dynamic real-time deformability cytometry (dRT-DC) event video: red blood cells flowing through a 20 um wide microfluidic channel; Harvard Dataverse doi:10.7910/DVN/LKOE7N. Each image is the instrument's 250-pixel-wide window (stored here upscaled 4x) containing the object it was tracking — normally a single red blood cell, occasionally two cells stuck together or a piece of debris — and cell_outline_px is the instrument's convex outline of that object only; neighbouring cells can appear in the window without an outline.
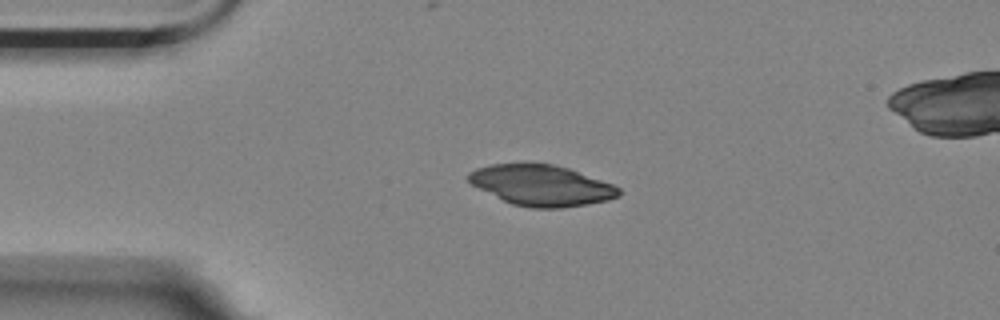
{"species": "Egyptian fruit bat (a non-hibernating species)", "species_latin": "Rousettus aegyptiacus", "temperature_condition": "room temperature", "stored_images_in_passage": 44, "camera_frame_rate_fps": 3000, "um_per_image_px": 0.085, "animal": {"sex": "female"}, "frame": {"image": 1, "passage_image": 1, "time_ms": 0.0, "image_size_px": [1000, 320], "cell_outline_px": [[620, 196], [608, 200], [560, 208], [532, 208], [512, 204], [472, 184], [468, 180], [468, 172], [476, 168], [492, 164], [552, 164], [568, 168], [612, 184], [620, 188]], "centroid_in_image_um": [46.03, 15.76], "position_along_channel_um": 39.0, "area_um2": 35.08}}
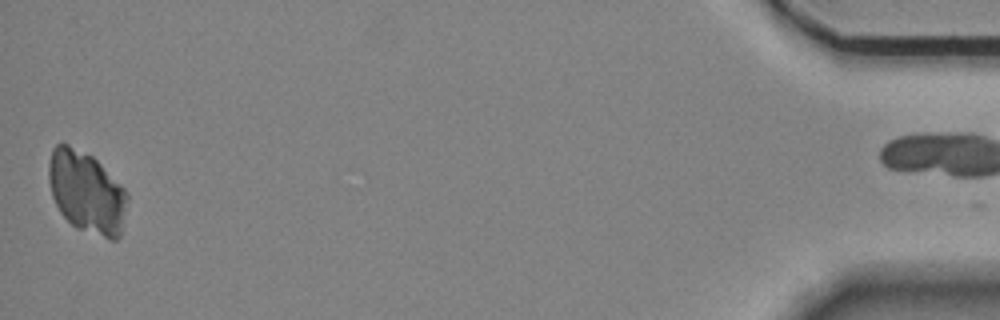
{"frame": {"image": 2, "passage_image": 44, "time_ms": 14.333, "image_size_px": [1000, 320], "cell_outline_px": [[128, 200], [120, 236], [116, 240], [108, 240], [76, 228], [60, 212], [52, 196], [48, 180], [48, 164], [52, 148], [60, 140], [92, 156], [128, 192]], "centroid_in_image_um": [7.35, 16.34], "position_along_channel_um": 427.9, "area_um2": 37.8}}